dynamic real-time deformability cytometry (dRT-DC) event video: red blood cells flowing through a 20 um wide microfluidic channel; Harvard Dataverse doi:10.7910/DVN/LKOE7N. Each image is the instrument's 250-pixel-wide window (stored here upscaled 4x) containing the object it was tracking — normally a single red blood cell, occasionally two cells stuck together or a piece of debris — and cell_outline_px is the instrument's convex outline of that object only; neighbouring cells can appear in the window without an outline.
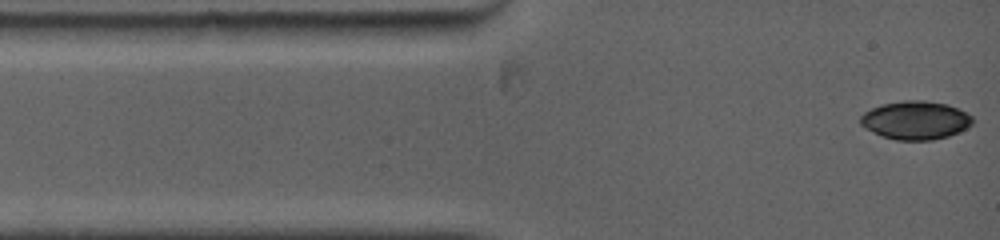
{"species": "common noctule bat (a hibernating species)", "species_latin": "Nyctalus noctula", "temperature_condition": "warm", "stored_images_in_passage": 138, "camera_frame_rate_fps": 5000, "um_per_image_px": 0.085, "animal": {"sex": "female", "body_mass_g": 19.0, "forearm_length_mm": 53.3}, "frame": {"image": 1, "passage_image": 1, "time_ms": 0.0, "image_size_px": [1000, 240], "cell_outline_px": [[972, 124], [948, 136], [932, 140], [896, 140], [884, 136], [860, 124], [860, 116], [864, 112], [880, 104], [904, 100], [924, 100], [948, 104], [972, 116]], "centroid_in_image_um": [77.8, 10.2], "position_along_channel_um": 7.2, "area_um2": 24.74}}
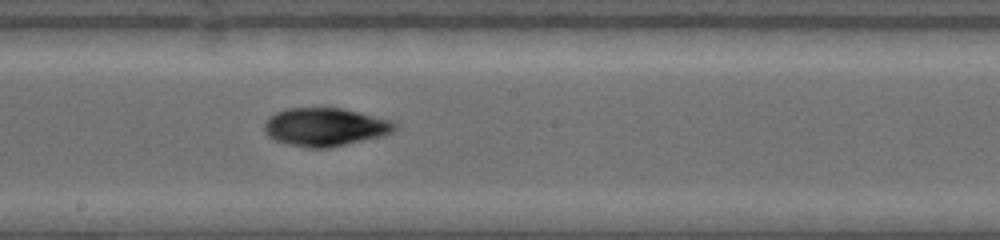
{"frame": {"image": 2, "passage_image": 57, "time_ms": 6.6, "image_size_px": [1000, 240], "cell_outline_px": [[396, 128], [392, 132], [384, 136], [328, 148], [308, 148], [288, 144], [276, 140], [268, 136], [264, 132], [264, 120], [268, 116], [276, 112], [288, 108], [344, 108], [392, 120], [396, 124]], "centroid_in_image_um": [27.63, 10.79], "position_along_channel_um": 220.6, "area_um2": 29.3}}
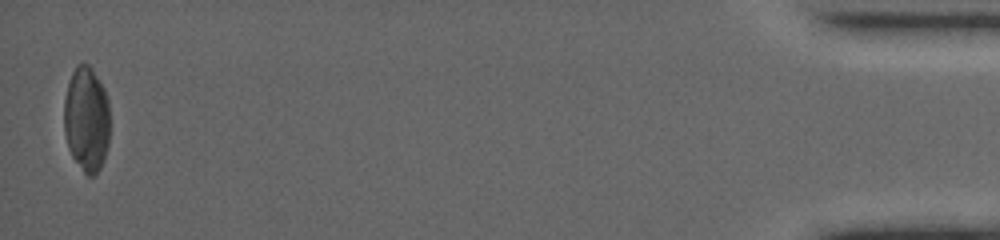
{"frame": {"image": 3, "passage_image": 137, "time_ms": 15.6, "image_size_px": [1000, 240], "cell_outline_px": [[108, 144], [104, 160], [100, 168], [92, 176], [88, 176], [84, 172], [72, 156], [68, 148], [64, 132], [64, 100], [68, 80], [76, 64], [88, 64], [92, 68], [104, 88], [108, 100]], "centroid_in_image_um": [7.33, 10.1], "position_along_channel_um": 427.9, "area_um2": 28.15}, "authors_computed_cell_mechanics": {"area_um2": 27.7729, "velocity_mm_per_s": 3.9237, "shape_relaxation_time_tau1_ms": 3.0729, "shape_relaxation_time_tau2_ms": 3.7669, "deformation_change_tau1": 0.1011, "deformation_change_tau2": 0.068}}